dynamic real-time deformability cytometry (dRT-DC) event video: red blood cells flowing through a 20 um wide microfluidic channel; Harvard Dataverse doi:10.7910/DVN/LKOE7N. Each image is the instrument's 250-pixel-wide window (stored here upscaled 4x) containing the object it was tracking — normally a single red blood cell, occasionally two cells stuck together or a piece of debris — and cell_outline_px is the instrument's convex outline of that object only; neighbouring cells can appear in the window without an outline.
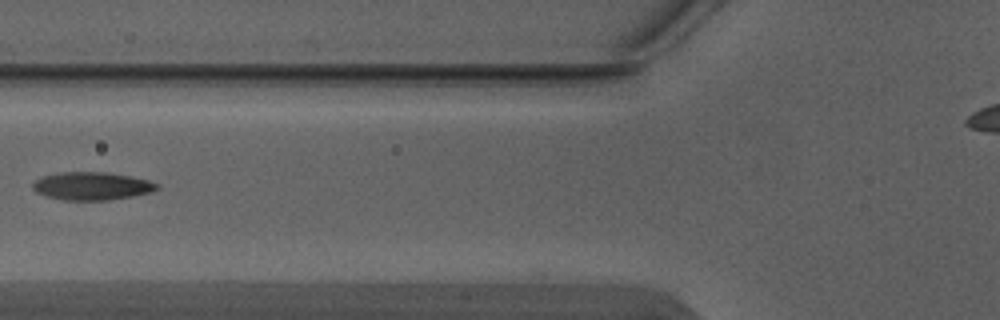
{"species": "Egyptian fruit bat (a non-hibernating species)", "species_latin": "Rousettus aegyptiacus", "temperature_condition": "warm", "stored_images_in_passage": 4, "camera_frame_rate_fps": 3000, "um_per_image_px": 0.085, "animal": {"sex": "male"}, "frame": {"image": 1, "passage_image": 4, "time_ms": 1.0, "image_size_px": [1000, 320], "cell_outline_px": [[160, 188], [152, 192], [132, 196], [108, 200], [64, 200], [48, 196], [36, 192], [32, 188], [32, 184], [40, 176], [60, 172], [108, 172], [148, 180], [160, 184]], "centroid_in_image_um": [7.82, 15.8], "position_along_channel_um": 118.0, "area_um2": 20.29}}